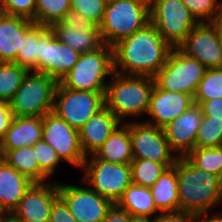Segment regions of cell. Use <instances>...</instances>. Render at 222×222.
Listing matches in <instances>:
<instances>
[{"mask_svg": "<svg viewBox=\"0 0 222 222\" xmlns=\"http://www.w3.org/2000/svg\"><path fill=\"white\" fill-rule=\"evenodd\" d=\"M172 48L149 22L113 46L114 72L154 77L166 63Z\"/></svg>", "mask_w": 222, "mask_h": 222, "instance_id": "1", "label": "cell"}, {"mask_svg": "<svg viewBox=\"0 0 222 222\" xmlns=\"http://www.w3.org/2000/svg\"><path fill=\"white\" fill-rule=\"evenodd\" d=\"M178 179L179 211L196 219L222 202V178L194 166L186 157L173 165Z\"/></svg>", "mask_w": 222, "mask_h": 222, "instance_id": "2", "label": "cell"}, {"mask_svg": "<svg viewBox=\"0 0 222 222\" xmlns=\"http://www.w3.org/2000/svg\"><path fill=\"white\" fill-rule=\"evenodd\" d=\"M112 76L105 92V106L122 123H126L128 117L138 118L143 114L147 115L155 84L154 77L123 75L117 72Z\"/></svg>", "mask_w": 222, "mask_h": 222, "instance_id": "3", "label": "cell"}, {"mask_svg": "<svg viewBox=\"0 0 222 222\" xmlns=\"http://www.w3.org/2000/svg\"><path fill=\"white\" fill-rule=\"evenodd\" d=\"M149 22V0H120L106 3L98 28L103 44L113 47Z\"/></svg>", "mask_w": 222, "mask_h": 222, "instance_id": "4", "label": "cell"}, {"mask_svg": "<svg viewBox=\"0 0 222 222\" xmlns=\"http://www.w3.org/2000/svg\"><path fill=\"white\" fill-rule=\"evenodd\" d=\"M113 73V47L103 44L93 52L81 53L59 83L71 90L106 91L109 83L107 76L112 77Z\"/></svg>", "mask_w": 222, "mask_h": 222, "instance_id": "5", "label": "cell"}, {"mask_svg": "<svg viewBox=\"0 0 222 222\" xmlns=\"http://www.w3.org/2000/svg\"><path fill=\"white\" fill-rule=\"evenodd\" d=\"M58 83L49 75L29 71L9 102L13 116L43 117L52 112Z\"/></svg>", "mask_w": 222, "mask_h": 222, "instance_id": "6", "label": "cell"}, {"mask_svg": "<svg viewBox=\"0 0 222 222\" xmlns=\"http://www.w3.org/2000/svg\"><path fill=\"white\" fill-rule=\"evenodd\" d=\"M82 171H85L83 183L113 204L132 183L130 164H116L97 159L94 155L85 158Z\"/></svg>", "mask_w": 222, "mask_h": 222, "instance_id": "7", "label": "cell"}, {"mask_svg": "<svg viewBox=\"0 0 222 222\" xmlns=\"http://www.w3.org/2000/svg\"><path fill=\"white\" fill-rule=\"evenodd\" d=\"M206 71L205 66L178 48H172L166 63L154 76L155 84L169 92H180L194 97Z\"/></svg>", "mask_w": 222, "mask_h": 222, "instance_id": "8", "label": "cell"}, {"mask_svg": "<svg viewBox=\"0 0 222 222\" xmlns=\"http://www.w3.org/2000/svg\"><path fill=\"white\" fill-rule=\"evenodd\" d=\"M150 22L177 48L200 22L181 0H149Z\"/></svg>", "mask_w": 222, "mask_h": 222, "instance_id": "9", "label": "cell"}, {"mask_svg": "<svg viewBox=\"0 0 222 222\" xmlns=\"http://www.w3.org/2000/svg\"><path fill=\"white\" fill-rule=\"evenodd\" d=\"M105 92L71 90L58 83L52 112L79 130L105 106Z\"/></svg>", "mask_w": 222, "mask_h": 222, "instance_id": "10", "label": "cell"}, {"mask_svg": "<svg viewBox=\"0 0 222 222\" xmlns=\"http://www.w3.org/2000/svg\"><path fill=\"white\" fill-rule=\"evenodd\" d=\"M56 38L81 53H89L103 45L98 26L80 12L70 9L61 22L50 27Z\"/></svg>", "mask_w": 222, "mask_h": 222, "instance_id": "11", "label": "cell"}, {"mask_svg": "<svg viewBox=\"0 0 222 222\" xmlns=\"http://www.w3.org/2000/svg\"><path fill=\"white\" fill-rule=\"evenodd\" d=\"M133 159L158 163H175L177 155L171 150L164 130L143 120L130 121Z\"/></svg>", "mask_w": 222, "mask_h": 222, "instance_id": "12", "label": "cell"}, {"mask_svg": "<svg viewBox=\"0 0 222 222\" xmlns=\"http://www.w3.org/2000/svg\"><path fill=\"white\" fill-rule=\"evenodd\" d=\"M42 139L56 150L62 162L82 169L85 156L80 147L78 130L54 112L43 116Z\"/></svg>", "mask_w": 222, "mask_h": 222, "instance_id": "13", "label": "cell"}, {"mask_svg": "<svg viewBox=\"0 0 222 222\" xmlns=\"http://www.w3.org/2000/svg\"><path fill=\"white\" fill-rule=\"evenodd\" d=\"M60 197L78 222H101L113 203L90 186L82 187L58 182Z\"/></svg>", "mask_w": 222, "mask_h": 222, "instance_id": "14", "label": "cell"}, {"mask_svg": "<svg viewBox=\"0 0 222 222\" xmlns=\"http://www.w3.org/2000/svg\"><path fill=\"white\" fill-rule=\"evenodd\" d=\"M80 53L59 41L54 31L48 27L40 35V58L37 73H44L58 82L73 68Z\"/></svg>", "mask_w": 222, "mask_h": 222, "instance_id": "15", "label": "cell"}, {"mask_svg": "<svg viewBox=\"0 0 222 222\" xmlns=\"http://www.w3.org/2000/svg\"><path fill=\"white\" fill-rule=\"evenodd\" d=\"M177 48L206 69L222 68V47L212 22L199 23Z\"/></svg>", "mask_w": 222, "mask_h": 222, "instance_id": "16", "label": "cell"}, {"mask_svg": "<svg viewBox=\"0 0 222 222\" xmlns=\"http://www.w3.org/2000/svg\"><path fill=\"white\" fill-rule=\"evenodd\" d=\"M59 197L58 182L33 183L10 216L19 222H49L52 206Z\"/></svg>", "mask_w": 222, "mask_h": 222, "instance_id": "17", "label": "cell"}, {"mask_svg": "<svg viewBox=\"0 0 222 222\" xmlns=\"http://www.w3.org/2000/svg\"><path fill=\"white\" fill-rule=\"evenodd\" d=\"M202 117V108L194 103L163 128L169 146L177 157H186L195 148Z\"/></svg>", "mask_w": 222, "mask_h": 222, "instance_id": "18", "label": "cell"}, {"mask_svg": "<svg viewBox=\"0 0 222 222\" xmlns=\"http://www.w3.org/2000/svg\"><path fill=\"white\" fill-rule=\"evenodd\" d=\"M193 104L194 101L191 95L169 92L154 84L147 113L151 118L144 121L163 129Z\"/></svg>", "mask_w": 222, "mask_h": 222, "instance_id": "19", "label": "cell"}, {"mask_svg": "<svg viewBox=\"0 0 222 222\" xmlns=\"http://www.w3.org/2000/svg\"><path fill=\"white\" fill-rule=\"evenodd\" d=\"M122 122L104 106L79 130V143L83 155H94Z\"/></svg>", "mask_w": 222, "mask_h": 222, "instance_id": "20", "label": "cell"}, {"mask_svg": "<svg viewBox=\"0 0 222 222\" xmlns=\"http://www.w3.org/2000/svg\"><path fill=\"white\" fill-rule=\"evenodd\" d=\"M43 117L13 116L0 142V157L8 151L33 146L42 139Z\"/></svg>", "mask_w": 222, "mask_h": 222, "instance_id": "21", "label": "cell"}, {"mask_svg": "<svg viewBox=\"0 0 222 222\" xmlns=\"http://www.w3.org/2000/svg\"><path fill=\"white\" fill-rule=\"evenodd\" d=\"M33 23L30 19L0 12V62L16 61L22 49L25 31Z\"/></svg>", "mask_w": 222, "mask_h": 222, "instance_id": "22", "label": "cell"}, {"mask_svg": "<svg viewBox=\"0 0 222 222\" xmlns=\"http://www.w3.org/2000/svg\"><path fill=\"white\" fill-rule=\"evenodd\" d=\"M33 183L0 157V206L7 215L12 213Z\"/></svg>", "mask_w": 222, "mask_h": 222, "instance_id": "23", "label": "cell"}, {"mask_svg": "<svg viewBox=\"0 0 222 222\" xmlns=\"http://www.w3.org/2000/svg\"><path fill=\"white\" fill-rule=\"evenodd\" d=\"M94 156L97 159L116 164H130L133 160L130 120L121 123Z\"/></svg>", "mask_w": 222, "mask_h": 222, "instance_id": "24", "label": "cell"}, {"mask_svg": "<svg viewBox=\"0 0 222 222\" xmlns=\"http://www.w3.org/2000/svg\"><path fill=\"white\" fill-rule=\"evenodd\" d=\"M156 209L160 213L178 212V179L174 167L167 168L150 187Z\"/></svg>", "mask_w": 222, "mask_h": 222, "instance_id": "25", "label": "cell"}, {"mask_svg": "<svg viewBox=\"0 0 222 222\" xmlns=\"http://www.w3.org/2000/svg\"><path fill=\"white\" fill-rule=\"evenodd\" d=\"M116 204L131 216L151 218L152 215L160 214L155 207L150 188L133 183Z\"/></svg>", "mask_w": 222, "mask_h": 222, "instance_id": "26", "label": "cell"}, {"mask_svg": "<svg viewBox=\"0 0 222 222\" xmlns=\"http://www.w3.org/2000/svg\"><path fill=\"white\" fill-rule=\"evenodd\" d=\"M47 28V26L33 23L25 31L22 49L18 52L14 63L25 68L27 71L37 72V62L40 58V35Z\"/></svg>", "mask_w": 222, "mask_h": 222, "instance_id": "27", "label": "cell"}, {"mask_svg": "<svg viewBox=\"0 0 222 222\" xmlns=\"http://www.w3.org/2000/svg\"><path fill=\"white\" fill-rule=\"evenodd\" d=\"M2 158L32 182L39 183V164L32 146L8 151Z\"/></svg>", "mask_w": 222, "mask_h": 222, "instance_id": "28", "label": "cell"}, {"mask_svg": "<svg viewBox=\"0 0 222 222\" xmlns=\"http://www.w3.org/2000/svg\"><path fill=\"white\" fill-rule=\"evenodd\" d=\"M175 163H158L146 159H133L130 163L132 183L150 188L161 174Z\"/></svg>", "mask_w": 222, "mask_h": 222, "instance_id": "29", "label": "cell"}, {"mask_svg": "<svg viewBox=\"0 0 222 222\" xmlns=\"http://www.w3.org/2000/svg\"><path fill=\"white\" fill-rule=\"evenodd\" d=\"M28 72L16 63L0 62V101H11Z\"/></svg>", "mask_w": 222, "mask_h": 222, "instance_id": "30", "label": "cell"}, {"mask_svg": "<svg viewBox=\"0 0 222 222\" xmlns=\"http://www.w3.org/2000/svg\"><path fill=\"white\" fill-rule=\"evenodd\" d=\"M71 9V0H36L35 23L51 27Z\"/></svg>", "mask_w": 222, "mask_h": 222, "instance_id": "31", "label": "cell"}, {"mask_svg": "<svg viewBox=\"0 0 222 222\" xmlns=\"http://www.w3.org/2000/svg\"><path fill=\"white\" fill-rule=\"evenodd\" d=\"M186 158L197 168L222 178V146L194 148Z\"/></svg>", "mask_w": 222, "mask_h": 222, "instance_id": "32", "label": "cell"}, {"mask_svg": "<svg viewBox=\"0 0 222 222\" xmlns=\"http://www.w3.org/2000/svg\"><path fill=\"white\" fill-rule=\"evenodd\" d=\"M222 98V68L206 69L193 101L201 105L204 101Z\"/></svg>", "mask_w": 222, "mask_h": 222, "instance_id": "33", "label": "cell"}, {"mask_svg": "<svg viewBox=\"0 0 222 222\" xmlns=\"http://www.w3.org/2000/svg\"><path fill=\"white\" fill-rule=\"evenodd\" d=\"M222 146V121L211 116H203L197 131L195 148Z\"/></svg>", "mask_w": 222, "mask_h": 222, "instance_id": "34", "label": "cell"}, {"mask_svg": "<svg viewBox=\"0 0 222 222\" xmlns=\"http://www.w3.org/2000/svg\"><path fill=\"white\" fill-rule=\"evenodd\" d=\"M32 148L39 164V183L47 182L49 176H52L56 168L59 167L58 164L61 160L56 150L43 139L37 141Z\"/></svg>", "mask_w": 222, "mask_h": 222, "instance_id": "35", "label": "cell"}, {"mask_svg": "<svg viewBox=\"0 0 222 222\" xmlns=\"http://www.w3.org/2000/svg\"><path fill=\"white\" fill-rule=\"evenodd\" d=\"M200 22H213L222 13V0H181Z\"/></svg>", "mask_w": 222, "mask_h": 222, "instance_id": "36", "label": "cell"}, {"mask_svg": "<svg viewBox=\"0 0 222 222\" xmlns=\"http://www.w3.org/2000/svg\"><path fill=\"white\" fill-rule=\"evenodd\" d=\"M105 7V0H71V9L80 12L97 26L102 22Z\"/></svg>", "mask_w": 222, "mask_h": 222, "instance_id": "37", "label": "cell"}, {"mask_svg": "<svg viewBox=\"0 0 222 222\" xmlns=\"http://www.w3.org/2000/svg\"><path fill=\"white\" fill-rule=\"evenodd\" d=\"M36 0H0V12L21 16L35 23Z\"/></svg>", "mask_w": 222, "mask_h": 222, "instance_id": "38", "label": "cell"}, {"mask_svg": "<svg viewBox=\"0 0 222 222\" xmlns=\"http://www.w3.org/2000/svg\"><path fill=\"white\" fill-rule=\"evenodd\" d=\"M49 222H78L71 214L67 204L59 197L53 204Z\"/></svg>", "mask_w": 222, "mask_h": 222, "instance_id": "39", "label": "cell"}, {"mask_svg": "<svg viewBox=\"0 0 222 222\" xmlns=\"http://www.w3.org/2000/svg\"><path fill=\"white\" fill-rule=\"evenodd\" d=\"M152 222H197V219L191 214L178 211L160 213L152 218Z\"/></svg>", "mask_w": 222, "mask_h": 222, "instance_id": "40", "label": "cell"}, {"mask_svg": "<svg viewBox=\"0 0 222 222\" xmlns=\"http://www.w3.org/2000/svg\"><path fill=\"white\" fill-rule=\"evenodd\" d=\"M200 107L202 108L203 116H211L213 119L222 121V98L204 101Z\"/></svg>", "mask_w": 222, "mask_h": 222, "instance_id": "41", "label": "cell"}, {"mask_svg": "<svg viewBox=\"0 0 222 222\" xmlns=\"http://www.w3.org/2000/svg\"><path fill=\"white\" fill-rule=\"evenodd\" d=\"M13 119L10 105L7 102L0 101V142L2 141L5 132L9 128V125Z\"/></svg>", "mask_w": 222, "mask_h": 222, "instance_id": "42", "label": "cell"}, {"mask_svg": "<svg viewBox=\"0 0 222 222\" xmlns=\"http://www.w3.org/2000/svg\"><path fill=\"white\" fill-rule=\"evenodd\" d=\"M131 215L121 209L117 204H113L101 222H129Z\"/></svg>", "mask_w": 222, "mask_h": 222, "instance_id": "43", "label": "cell"}, {"mask_svg": "<svg viewBox=\"0 0 222 222\" xmlns=\"http://www.w3.org/2000/svg\"><path fill=\"white\" fill-rule=\"evenodd\" d=\"M210 211L206 212L205 214H202L197 218V222H222V211H218L217 213L211 214L212 216H209Z\"/></svg>", "mask_w": 222, "mask_h": 222, "instance_id": "44", "label": "cell"}, {"mask_svg": "<svg viewBox=\"0 0 222 222\" xmlns=\"http://www.w3.org/2000/svg\"><path fill=\"white\" fill-rule=\"evenodd\" d=\"M212 23L217 29L220 45L222 47V13Z\"/></svg>", "mask_w": 222, "mask_h": 222, "instance_id": "45", "label": "cell"}, {"mask_svg": "<svg viewBox=\"0 0 222 222\" xmlns=\"http://www.w3.org/2000/svg\"><path fill=\"white\" fill-rule=\"evenodd\" d=\"M129 222H152V218L131 216Z\"/></svg>", "mask_w": 222, "mask_h": 222, "instance_id": "46", "label": "cell"}, {"mask_svg": "<svg viewBox=\"0 0 222 222\" xmlns=\"http://www.w3.org/2000/svg\"><path fill=\"white\" fill-rule=\"evenodd\" d=\"M3 222H19L15 219H13L10 215H7L4 219Z\"/></svg>", "mask_w": 222, "mask_h": 222, "instance_id": "47", "label": "cell"}, {"mask_svg": "<svg viewBox=\"0 0 222 222\" xmlns=\"http://www.w3.org/2000/svg\"><path fill=\"white\" fill-rule=\"evenodd\" d=\"M7 216V214L5 213V211L2 209V207L0 206V222Z\"/></svg>", "mask_w": 222, "mask_h": 222, "instance_id": "48", "label": "cell"}, {"mask_svg": "<svg viewBox=\"0 0 222 222\" xmlns=\"http://www.w3.org/2000/svg\"><path fill=\"white\" fill-rule=\"evenodd\" d=\"M106 3H109V2H115V1H120V0H105Z\"/></svg>", "mask_w": 222, "mask_h": 222, "instance_id": "49", "label": "cell"}]
</instances>
